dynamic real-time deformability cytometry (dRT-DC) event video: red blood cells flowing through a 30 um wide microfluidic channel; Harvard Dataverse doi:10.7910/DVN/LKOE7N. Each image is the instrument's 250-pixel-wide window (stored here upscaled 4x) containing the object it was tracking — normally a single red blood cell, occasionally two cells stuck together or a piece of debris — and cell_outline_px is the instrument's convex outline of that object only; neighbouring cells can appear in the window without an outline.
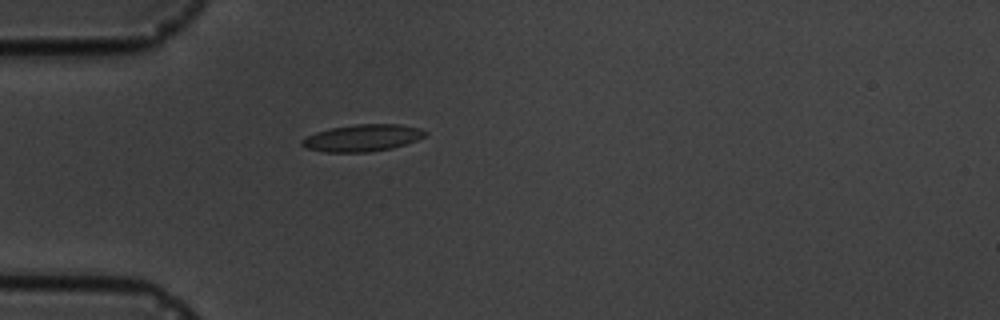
{"species": "common noctule bat (a hibernating species)", "species_latin": "Nyctalus noctula", "temperature_condition": "cold", "stored_images_in_passage": 1, "camera_frame_rate_fps": 3000, "um_per_image_px": 0.085, "animal": {"sex": "male", "body_mass_g": 19.5, "forearm_length_mm": 54.6}, "frame": {"image": 1, "passage_image": 1, "time_ms": 0.0, "image_size_px": [1000, 320], "cell_outline_px": [[428, 132], [424, 136], [416, 140], [392, 148], [368, 152], [324, 152], [304, 148], [300, 144], [300, 140], [316, 132], [332, 128], [356, 124], [400, 124], [420, 128]], "centroid_in_image_um": [30.78, 11.72], "position_along_channel_um": 54.2, "area_um2": 19.31}}